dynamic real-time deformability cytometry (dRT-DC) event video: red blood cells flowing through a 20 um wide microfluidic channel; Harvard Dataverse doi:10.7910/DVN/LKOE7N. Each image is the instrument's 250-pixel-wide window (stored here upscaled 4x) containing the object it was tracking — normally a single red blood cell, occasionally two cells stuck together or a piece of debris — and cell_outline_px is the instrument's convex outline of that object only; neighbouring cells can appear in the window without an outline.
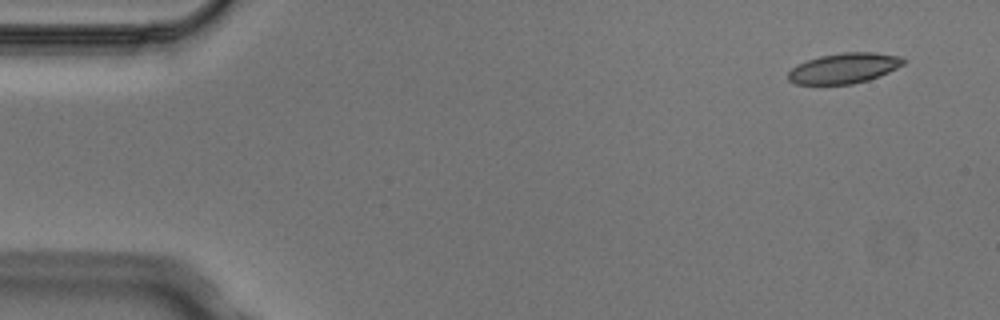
{"species": "Egyptian fruit bat (a non-hibernating species)", "species_latin": "Rousettus aegyptiacus", "temperature_condition": "cold", "stored_images_in_passage": 5, "segment_of_instrument_passage": [1, 2], "camera_frame_rate_fps": 3000, "um_per_image_px": 0.085, "animal": {"sex": "male"}, "frame": {"image": 1, "passage_image": 1, "time_ms": 0.0, "image_size_px": [1000, 320], "cell_outline_px": [[908, 60], [904, 64], [880, 76], [868, 80], [852, 84], [796, 84], [788, 80], [788, 72], [796, 64], [820, 56], [844, 52], [872, 52], [900, 56]], "centroid_in_image_um": [71.75, 5.79], "position_along_channel_um": 13.2, "area_um2": 20.4}}